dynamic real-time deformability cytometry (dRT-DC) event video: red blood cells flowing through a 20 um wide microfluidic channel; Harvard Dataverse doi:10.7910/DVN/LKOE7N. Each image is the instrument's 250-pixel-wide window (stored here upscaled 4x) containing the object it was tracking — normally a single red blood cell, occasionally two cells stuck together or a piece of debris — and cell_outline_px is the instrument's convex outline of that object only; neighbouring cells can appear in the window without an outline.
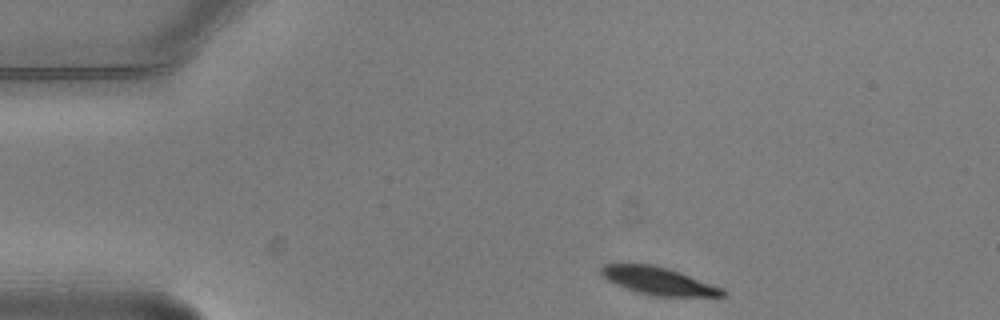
{"species": "common noctule bat (a hibernating species)", "species_latin": "Nyctalus noctula", "temperature_condition": "warm", "stored_images_in_passage": 2, "camera_frame_rate_fps": 3000, "um_per_image_px": 0.085, "animal": {"sex": "male", "body_mass_g": 20.5, "forearm_length_mm": 52.5}, "frame": {"image": 1, "passage_image": 1, "time_ms": 0.0, "image_size_px": [1000, 320], "cell_outline_px": [[728, 296], [652, 296], [636, 292], [616, 284], [608, 280], [600, 272], [600, 268], [604, 264], [652, 264], [668, 268], [680, 272], [724, 288], [728, 292]], "centroid_in_image_um": [56.02, 23.88], "position_along_channel_um": 29.0, "area_um2": 19.59}}